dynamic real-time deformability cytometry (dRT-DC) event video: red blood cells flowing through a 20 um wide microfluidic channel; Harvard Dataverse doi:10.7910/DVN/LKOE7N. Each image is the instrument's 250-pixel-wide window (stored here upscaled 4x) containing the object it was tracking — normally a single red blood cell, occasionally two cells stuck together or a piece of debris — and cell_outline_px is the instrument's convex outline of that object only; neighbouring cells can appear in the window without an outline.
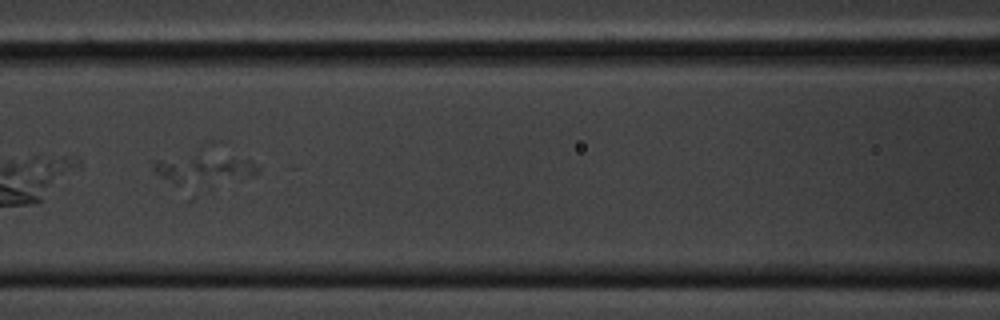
{"species": "common noctule bat (a hibernating species)", "species_latin": "Nyctalus noctula", "temperature_condition": "cold", "stored_images_in_passage": 12, "camera_frame_rate_fps": 3000, "um_per_image_px": 0.085, "animal": {"sex": "male", "body_mass_g": 20.1, "forearm_length_mm": 53.5}, "frame": {"image": 1, "passage_image": 10, "time_ms": 3.0, "image_size_px": [1000, 320], "cell_outline_px": [[260, 172], [256, 176], [176, 184], [172, 184], [152, 172], [148, 160], [196, 156], [248, 160], [256, 164], [260, 168]], "centroid_in_image_um": [17.18, 14.37], "position_along_channel_um": 149.4, "area_um2": 16.59}}